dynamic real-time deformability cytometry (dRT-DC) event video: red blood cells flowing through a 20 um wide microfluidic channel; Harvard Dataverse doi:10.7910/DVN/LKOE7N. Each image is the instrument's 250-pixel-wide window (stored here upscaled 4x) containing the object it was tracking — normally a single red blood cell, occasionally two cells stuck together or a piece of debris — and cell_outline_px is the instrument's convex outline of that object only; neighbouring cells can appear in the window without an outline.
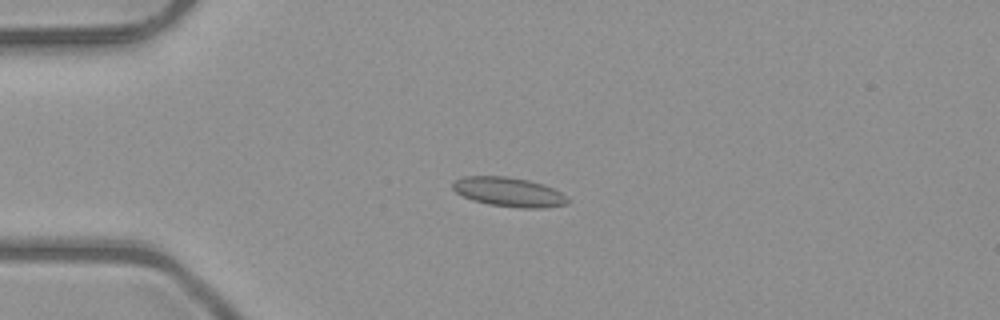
{"species": "common noctule bat (a hibernating species)", "species_latin": "Nyctalus noctula", "temperature_condition": "room temperature", "stored_images_in_passage": 53, "camera_frame_rate_fps": 3000, "um_per_image_px": 0.085, "animal": {"sex": "male", "body_mass_g": 23.1, "forearm_length_mm": 52.7}, "frame": {"image": 1, "passage_image": 14, "time_ms": 4.333, "image_size_px": [1000, 320], "cell_outline_px": [[572, 200], [568, 204], [544, 208], [520, 208], [488, 204], [472, 200], [456, 192], [452, 188], [452, 184], [456, 180], [464, 176], [504, 176], [528, 180], [544, 184], [560, 192]], "centroid_in_image_um": [43.28, 16.33], "position_along_channel_um": 41.7, "area_um2": 19.71}}
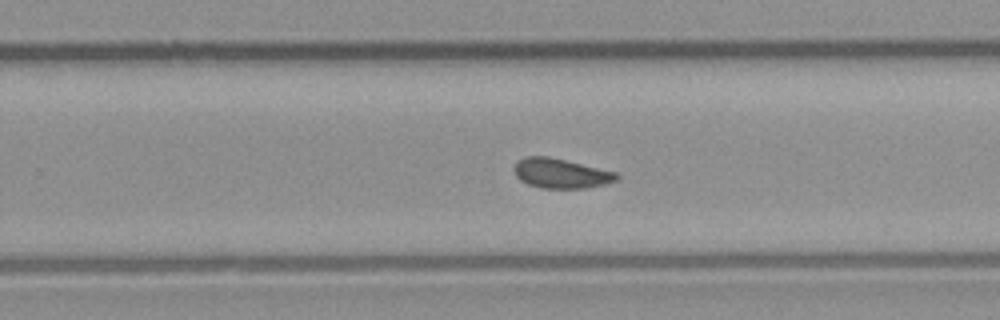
{"frame": {"image": 2, "passage_image": 34, "time_ms": 11.0, "image_size_px": [1000, 320], "cell_outline_px": [[620, 176], [616, 180], [604, 184], [584, 188], [540, 188], [528, 184], [520, 180], [516, 176], [512, 168], [524, 156], [548, 156], [616, 172]], "centroid_in_image_um": [47.64, 14.74], "position_along_channel_um": 282.2, "area_um2": 17.63}}
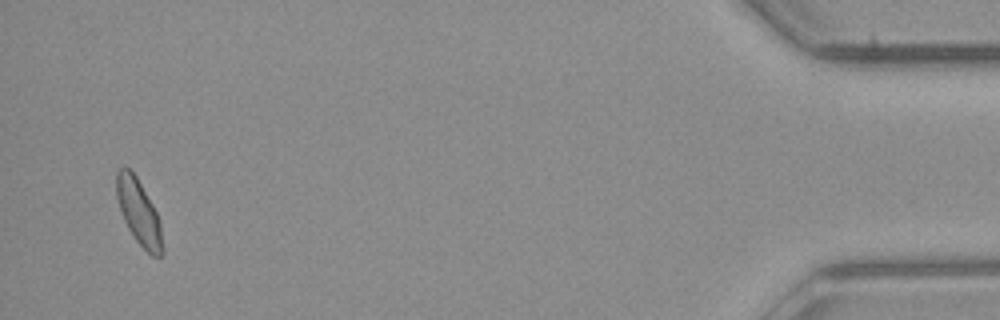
{"frame": {"image": 3, "passage_image": 51, "time_ms": 16.667, "image_size_px": [1000, 320], "cell_outline_px": [[164, 252], [160, 256], [152, 256], [136, 240], [128, 228], [124, 220], [116, 196], [116, 172], [124, 164], [136, 176], [152, 204], [156, 212], [160, 224]], "centroid_in_image_um": [11.79, 18.02], "position_along_channel_um": 423.4, "area_um2": 17.22}, "authors_computed_cell_mechanics": {"area_um2": 17.8024, "velocity_mm_per_s": 4.008, "shape_relaxation_time_tau1_ms": null, "shape_relaxation_time_tau2_ms": 2.0626, "deformation_change_tau1": null, "deformation_change_tau2": 0.0548}}